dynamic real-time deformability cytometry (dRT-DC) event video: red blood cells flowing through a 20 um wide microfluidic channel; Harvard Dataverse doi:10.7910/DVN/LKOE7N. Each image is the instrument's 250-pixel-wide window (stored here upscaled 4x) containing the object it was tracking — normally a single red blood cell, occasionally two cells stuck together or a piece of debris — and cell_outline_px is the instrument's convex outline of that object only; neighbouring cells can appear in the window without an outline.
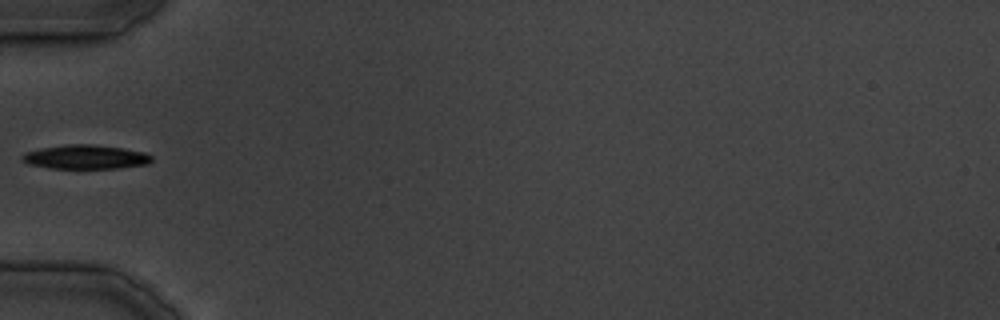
{"species": "common noctule bat (a hibernating species)", "species_latin": "Nyctalus noctula", "temperature_condition": "cold", "stored_images_in_passage": 7, "camera_frame_rate_fps": 3000, "um_per_image_px": 0.085, "animal": {"sex": "male", "body_mass_g": 19.5, "forearm_length_mm": 54.6}, "frame": {"image": 1, "passage_image": 2, "time_ms": 2.0, "image_size_px": [1000, 320], "cell_outline_px": [[152, 160], [148, 164], [120, 168], [48, 168], [28, 164], [20, 160], [20, 156], [24, 152], [40, 148], [68, 144], [92, 144], [124, 148], [144, 152], [152, 156]], "centroid_in_image_um": [7.24, 13.34], "position_along_channel_um": 77.8, "area_um2": 18.38}}